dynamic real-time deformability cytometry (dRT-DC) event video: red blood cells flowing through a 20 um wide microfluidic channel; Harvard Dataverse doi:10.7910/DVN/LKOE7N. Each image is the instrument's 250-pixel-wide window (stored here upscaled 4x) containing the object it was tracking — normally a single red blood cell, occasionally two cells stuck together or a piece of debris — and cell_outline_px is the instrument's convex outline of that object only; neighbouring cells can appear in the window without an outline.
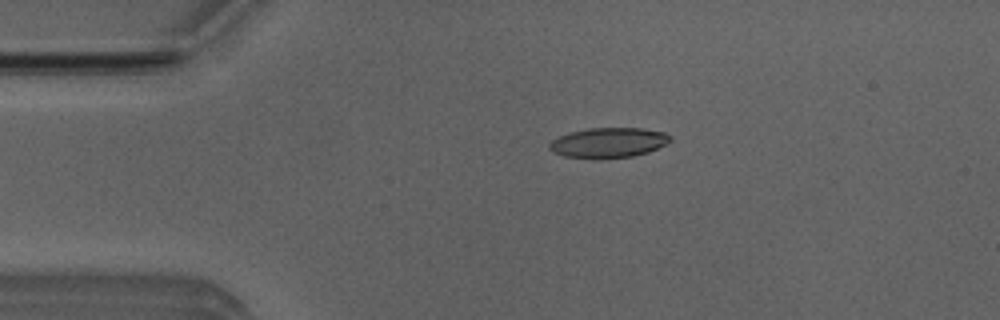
{"species": "Egyptian fruit bat (a non-hibernating species)", "species_latin": "Rousettus aegyptiacus", "temperature_condition": "room temperature", "stored_images_in_passage": 44, "camera_frame_rate_fps": 3000, "um_per_image_px": 0.085, "animal": {"sex": "male"}, "frame": {"image": 1, "passage_image": 2, "time_ms": 0.333, "image_size_px": [1000, 320], "cell_outline_px": [[672, 140], [648, 152], [632, 156], [596, 160], [564, 156], [552, 152], [548, 148], [548, 144], [552, 140], [560, 136], [572, 132], [588, 128], [640, 128], [664, 132], [672, 136]], "centroid_in_image_um": [51.69, 12.14], "position_along_channel_um": 33.3, "area_um2": 21.33}}
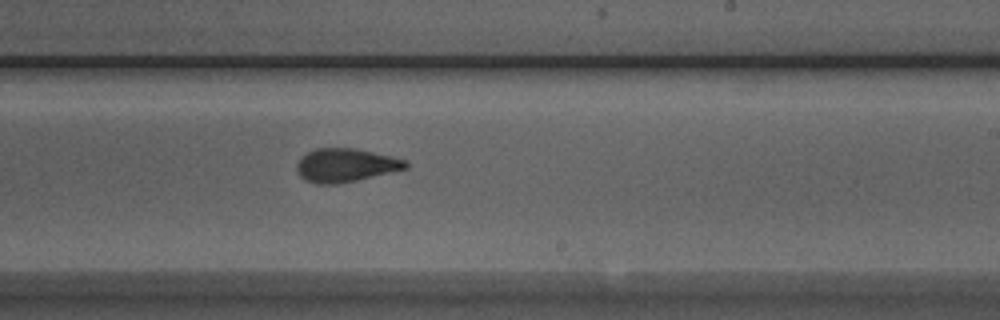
{"frame": {"image": 2, "passage_image": 22, "time_ms": 7.0, "image_size_px": [1000, 320], "cell_outline_px": [[408, 168], [356, 180], [336, 184], [316, 184], [300, 176], [296, 172], [296, 164], [308, 152], [316, 148], [356, 148], [404, 160], [408, 164]], "centroid_in_image_um": [29.34, 14.04], "position_along_channel_um": 259.7, "area_um2": 20.87}}
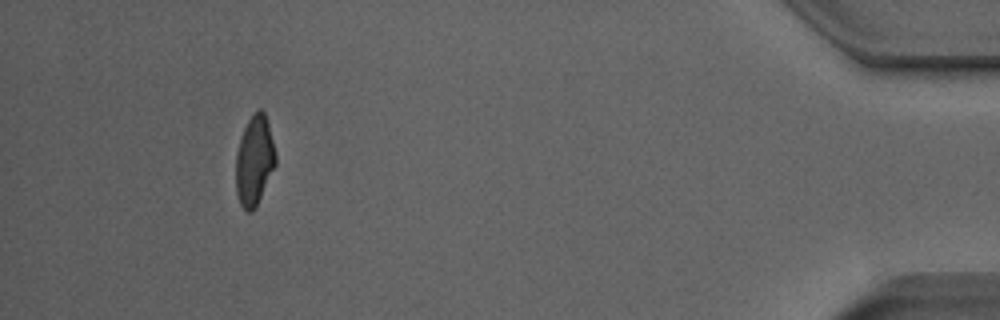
{"frame": {"image": 3, "passage_image": 39, "time_ms": 12.667, "image_size_px": [1000, 320], "cell_outline_px": [[276, 164], [256, 208], [252, 212], [248, 212], [240, 204], [236, 192], [236, 152], [244, 128], [252, 112], [256, 108], [260, 108], [264, 112], [268, 124], [276, 152]], "centroid_in_image_um": [21.63, 13.64], "position_along_channel_um": 413.6, "area_um2": 20.92}, "authors_computed_cell_mechanics": {"area_um2": 21.2993, "velocity_mm_per_s": 3.9776, "shape_relaxation_time_tau1_ms": 5.6555, "shape_relaxation_time_tau2_ms": 1.6778, "deformation_change_tau1": 0.1916, "deformation_change_tau2": 0.0912}}